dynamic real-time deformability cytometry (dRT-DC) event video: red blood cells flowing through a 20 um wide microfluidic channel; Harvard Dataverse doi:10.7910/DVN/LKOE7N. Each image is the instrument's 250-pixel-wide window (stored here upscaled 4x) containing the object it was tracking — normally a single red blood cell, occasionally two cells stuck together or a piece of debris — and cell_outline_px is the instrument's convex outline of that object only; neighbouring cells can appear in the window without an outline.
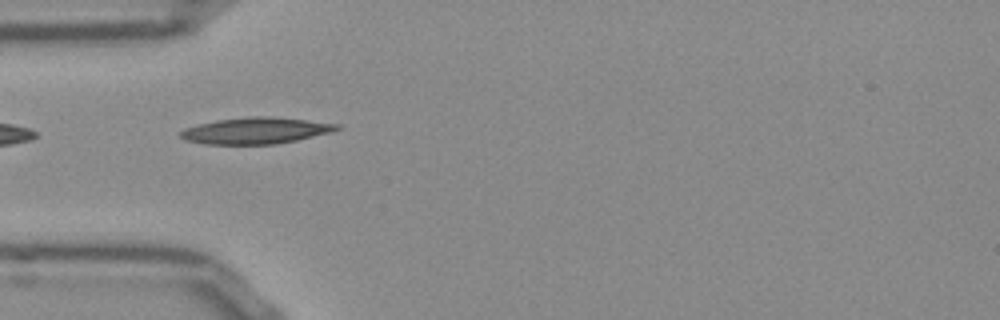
{"species": "Egyptian fruit bat (a non-hibernating species)", "species_latin": "Rousettus aegyptiacus", "temperature_condition": "room temperature", "stored_images_in_passage": 4, "camera_frame_rate_fps": 3000, "um_per_image_px": 0.085, "frame": {"image": 1, "passage_image": 1, "time_ms": 0.0, "image_size_px": [1000, 320], "cell_outline_px": [[340, 128], [332, 132], [296, 140], [276, 144], [204, 144], [184, 140], [180, 136], [180, 132], [184, 128], [216, 120], [248, 116], [272, 116], [340, 124]], "centroid_in_image_um": [21.73, 11.1], "position_along_channel_um": 63.3, "area_um2": 24.04}}